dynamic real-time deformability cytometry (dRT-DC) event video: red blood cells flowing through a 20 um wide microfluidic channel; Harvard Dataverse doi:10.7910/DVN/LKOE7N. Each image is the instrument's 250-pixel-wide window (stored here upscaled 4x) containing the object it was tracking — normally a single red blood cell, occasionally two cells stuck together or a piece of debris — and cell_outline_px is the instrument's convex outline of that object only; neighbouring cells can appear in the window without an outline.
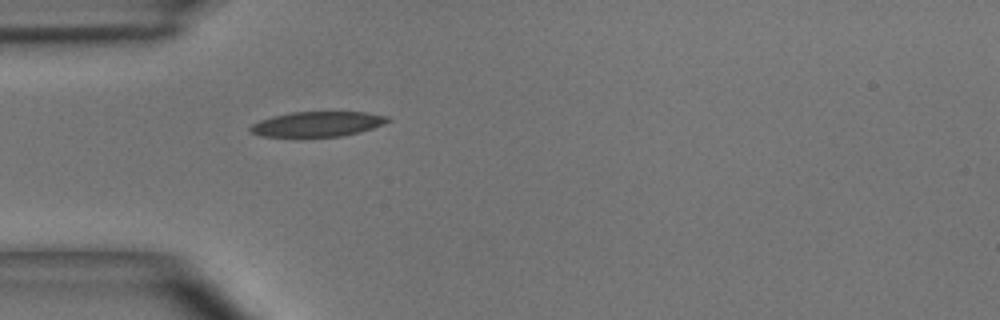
{"species": "common noctule bat (a hibernating species)", "species_latin": "Nyctalus noctula", "temperature_condition": "room temperature", "stored_images_in_passage": 1, "camera_frame_rate_fps": 3000, "um_per_image_px": 0.085, "animal": {"sex": "male", "body_mass_g": 15.6}, "frame": {"image": 1, "passage_image": 1, "time_ms": 0.0, "image_size_px": [1000, 320], "cell_outline_px": [[392, 120], [372, 128], [360, 132], [340, 136], [260, 136], [252, 132], [248, 128], [252, 124], [260, 120], [272, 116], [292, 112], [368, 112], [388, 116]], "centroid_in_image_um": [27.0, 10.53], "position_along_channel_um": 58.0, "area_um2": 19.88}}